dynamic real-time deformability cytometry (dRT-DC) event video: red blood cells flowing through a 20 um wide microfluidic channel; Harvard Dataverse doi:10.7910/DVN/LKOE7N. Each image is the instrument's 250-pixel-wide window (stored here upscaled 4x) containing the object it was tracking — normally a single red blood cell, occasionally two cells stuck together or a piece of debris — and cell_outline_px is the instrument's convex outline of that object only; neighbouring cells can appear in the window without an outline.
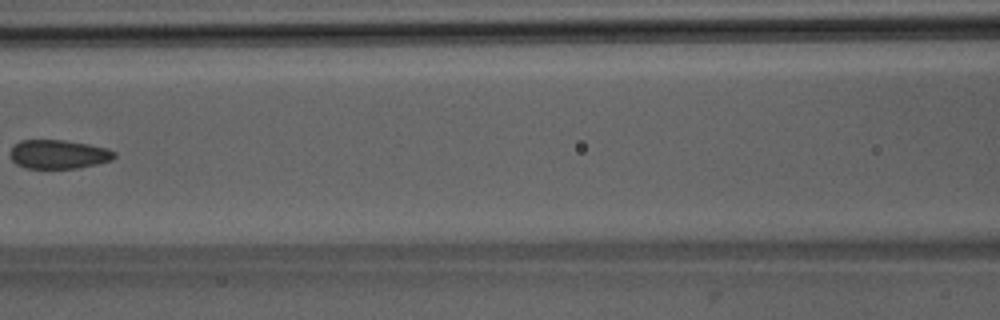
{"species": "Egyptian fruit bat (a non-hibernating species)", "species_latin": "Rousettus aegyptiacus", "temperature_condition": "room temperature", "stored_images_in_passage": 8, "camera_frame_rate_fps": 3000, "um_per_image_px": 0.085, "animal": {"sex": "male"}, "frame": {"image": 1, "passage_image": 7, "time_ms": 8.0, "image_size_px": [1000, 320], "cell_outline_px": [[116, 156], [112, 160], [96, 164], [76, 168], [24, 168], [16, 164], [12, 160], [12, 148], [20, 140], [64, 140], [88, 144], [108, 148], [116, 152]], "centroid_in_image_um": [5.01, 13.11], "position_along_channel_um": 161.6, "area_um2": 17.46}}